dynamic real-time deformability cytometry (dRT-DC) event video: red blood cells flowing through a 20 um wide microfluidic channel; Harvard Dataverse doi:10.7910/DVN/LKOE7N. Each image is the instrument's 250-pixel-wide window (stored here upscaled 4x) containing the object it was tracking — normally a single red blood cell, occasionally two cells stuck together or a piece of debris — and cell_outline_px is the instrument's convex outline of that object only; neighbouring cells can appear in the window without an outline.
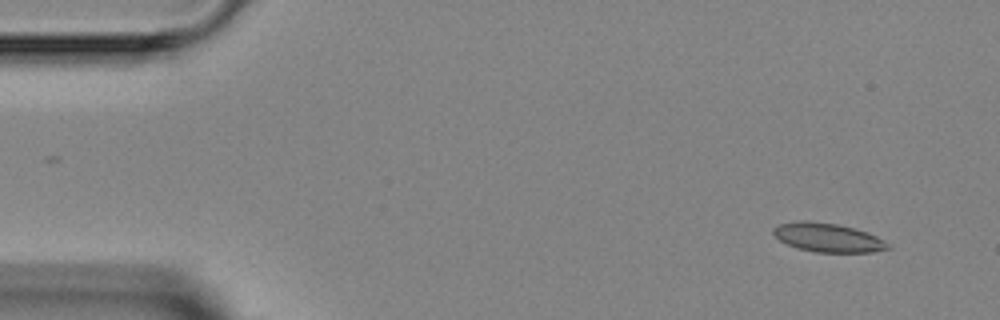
{"species": "Egyptian fruit bat (a non-hibernating species)", "species_latin": "Rousettus aegyptiacus", "temperature_condition": "room temperature", "stored_images_in_passage": 5, "segment_of_instrument_passage": [1, 2], "camera_frame_rate_fps": 3000, "um_per_image_px": 0.085, "animal": {"sex": "female"}, "frame": {"image": 1, "passage_image": 1, "time_ms": 0.0, "image_size_px": [1000, 320], "cell_outline_px": [[892, 248], [872, 252], [816, 252], [796, 248], [780, 240], [772, 232], [772, 228], [780, 224], [800, 220], [808, 220], [836, 224], [868, 232], [884, 240]], "centroid_in_image_um": [70.36, 20.19], "position_along_channel_um": 14.6, "area_um2": 19.19}}